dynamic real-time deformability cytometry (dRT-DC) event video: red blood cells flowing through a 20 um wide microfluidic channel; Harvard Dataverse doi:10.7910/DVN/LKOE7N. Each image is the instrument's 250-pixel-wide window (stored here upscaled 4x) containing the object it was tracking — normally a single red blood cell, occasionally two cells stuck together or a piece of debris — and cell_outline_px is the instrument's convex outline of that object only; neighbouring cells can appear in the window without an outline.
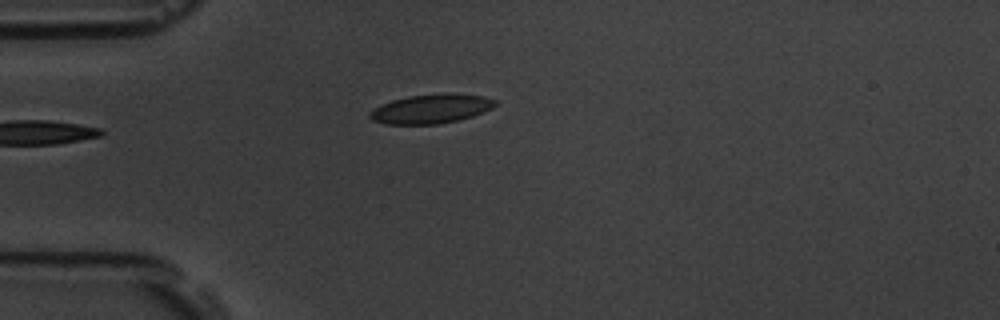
{"species": "common noctule bat (a hibernating species)", "species_latin": "Nyctalus noctula", "temperature_condition": "room temperature", "stored_images_in_passage": 37, "camera_frame_rate_fps": 3000, "um_per_image_px": 0.085, "animal": {"sex": "male", "body_mass_g": 19.5, "forearm_length_mm": 54.6}, "frame": {"image": 1, "passage_image": 1, "time_ms": 0.0, "image_size_px": [1000, 320], "cell_outline_px": [[496, 104], [492, 108], [484, 112], [472, 116], [440, 124], [384, 124], [372, 120], [368, 116], [368, 112], [380, 104], [392, 100], [408, 96], [444, 92], [452, 92], [484, 96], [496, 100]], "centroid_in_image_um": [36.63, 9.23], "position_along_channel_um": 48.4, "area_um2": 21.68}}
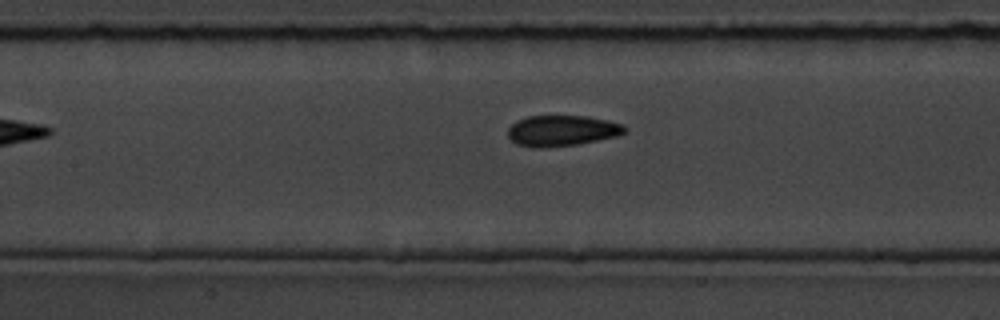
{"frame": {"image": 2, "passage_image": 11, "time_ms": 3.333, "image_size_px": [1000, 320], "cell_outline_px": [[628, 128], [624, 132], [616, 136], [576, 144], [544, 148], [532, 148], [516, 144], [508, 136], [508, 128], [516, 120], [528, 116], [588, 116], [608, 120], [624, 124]], "centroid_in_image_um": [47.74, 11.1], "position_along_channel_um": 159.7, "area_um2": 21.04}}
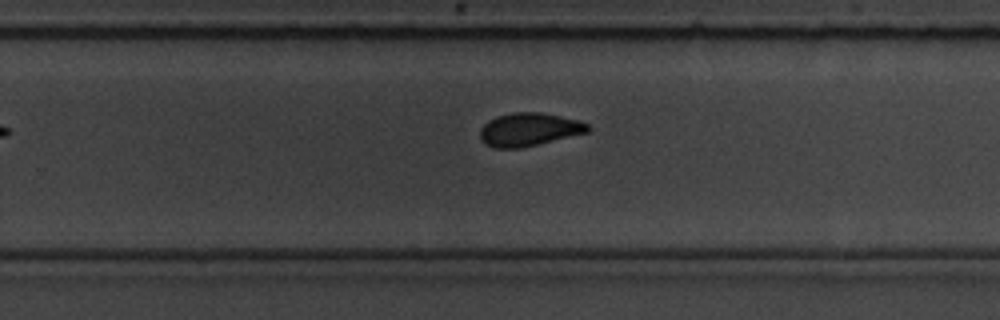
{"frame": {"image": 3, "passage_image": 21, "time_ms": 6.667, "image_size_px": [1000, 320], "cell_outline_px": [[592, 128], [588, 132], [520, 148], [492, 148], [484, 144], [480, 140], [480, 128], [488, 120], [496, 116], [512, 112], [540, 112], [580, 120], [588, 124]], "centroid_in_image_um": [44.94, 11.0], "position_along_channel_um": 284.9, "area_um2": 20.98}, "authors_computed_cell_mechanics": {"area_um2": 20.8658, "velocity_mm_per_s": 3.7717, "shape_relaxation_time_tau1_ms": 3.9347, "shape_relaxation_time_tau2_ms": 1.8307, "deformation_change_tau1": 0.1104, "deformation_change_tau2": 0.0474}}